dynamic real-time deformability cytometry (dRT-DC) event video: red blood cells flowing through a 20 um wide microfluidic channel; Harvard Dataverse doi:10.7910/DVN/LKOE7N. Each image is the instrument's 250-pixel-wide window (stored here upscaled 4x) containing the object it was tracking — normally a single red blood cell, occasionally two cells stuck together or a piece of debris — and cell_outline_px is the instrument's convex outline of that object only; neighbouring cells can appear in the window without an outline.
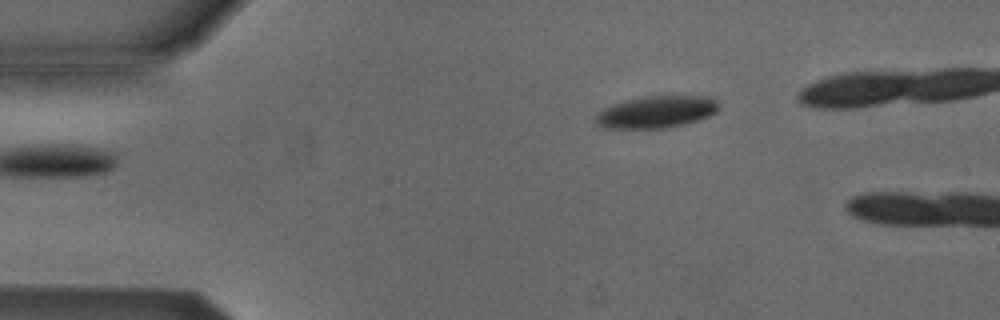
{"species": "Egyptian fruit bat (a non-hibernating species)", "species_latin": "Rousettus aegyptiacus", "temperature_condition": "cold", "stored_images_in_passage": 4, "camera_frame_rate_fps": 3000, "um_per_image_px": 0.085, "animal": {"sex": "male"}, "frame": {"image": 1, "passage_image": 1, "time_ms": 0.0, "image_size_px": [1000, 320], "cell_outline_px": [[720, 108], [716, 112], [700, 120], [684, 124], [664, 128], [600, 128], [596, 124], [596, 116], [604, 108], [612, 104], [624, 100], [644, 96], [708, 96], [716, 100]], "centroid_in_image_um": [55.8, 9.51], "position_along_channel_um": 29.2, "area_um2": 23.06}}